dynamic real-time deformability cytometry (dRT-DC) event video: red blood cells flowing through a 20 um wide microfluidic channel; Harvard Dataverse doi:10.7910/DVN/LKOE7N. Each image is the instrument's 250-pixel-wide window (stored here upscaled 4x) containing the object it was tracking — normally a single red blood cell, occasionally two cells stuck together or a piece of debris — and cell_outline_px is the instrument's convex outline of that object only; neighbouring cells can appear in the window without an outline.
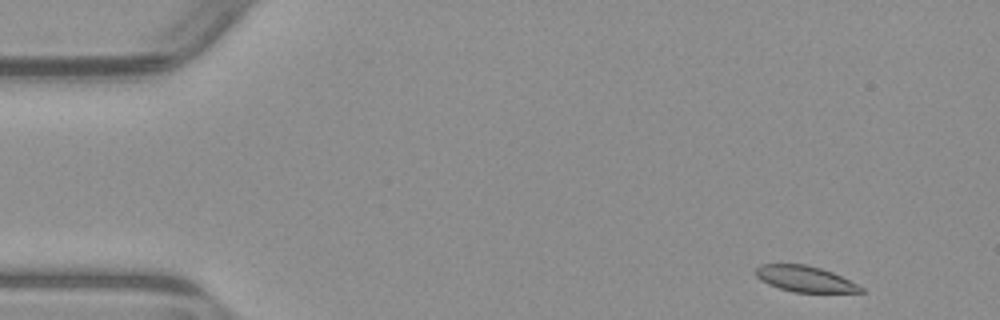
{"species": "common noctule bat (a hibernating species)", "species_latin": "Nyctalus noctula", "temperature_condition": "warm", "stored_images_in_passage": 49, "camera_frame_rate_fps": 3000, "um_per_image_px": 0.085, "animal": {"sex": "male", "body_mass_g": 23.1, "forearm_length_mm": 52.7}, "frame": {"image": 1, "passage_image": 1, "time_ms": 0.0, "image_size_px": [1000, 320], "cell_outline_px": [[864, 292], [792, 292], [768, 284], [760, 280], [756, 276], [756, 268], [760, 264], [808, 264], [832, 272], [864, 288]], "centroid_in_image_um": [68.39, 23.7], "position_along_channel_um": 16.6, "area_um2": 15.72}}
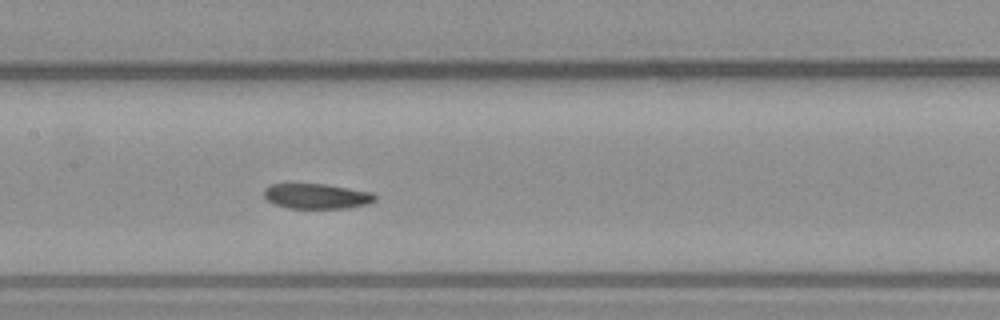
{"frame": {"image": 2, "passage_image": 22, "time_ms": 7.0, "image_size_px": [1000, 320], "cell_outline_px": [[376, 200], [368, 204], [348, 208], [288, 208], [272, 204], [264, 196], [264, 188], [268, 184], [324, 184], [372, 192], [376, 196]], "centroid_in_image_um": [26.9, 16.68], "position_along_channel_um": 180.5, "area_um2": 16.36}}
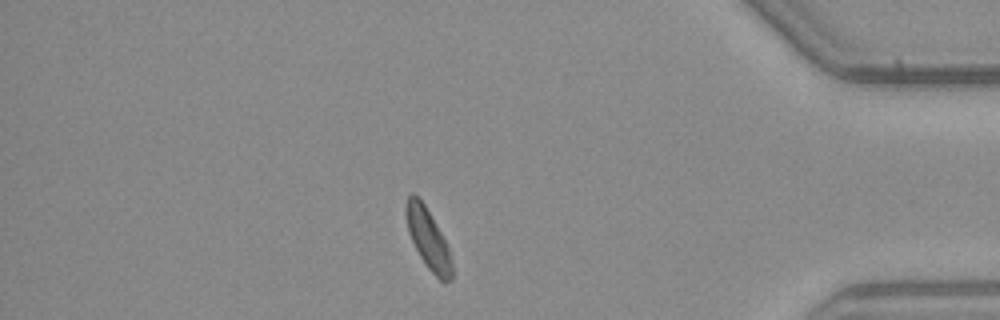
{"frame": {"image": 3, "passage_image": 42, "time_ms": 13.667, "image_size_px": [1000, 320], "cell_outline_px": [[452, 280], [440, 280], [428, 268], [420, 256], [408, 232], [404, 208], [404, 204], [408, 196], [412, 192], [424, 204], [440, 232], [448, 248], [452, 264]], "centroid_in_image_um": [36.35, 20.27], "position_along_channel_um": 398.8, "area_um2": 15.66}, "authors_computed_cell_mechanics": {"area_um2": 17.051, "velocity_mm_per_s": 3.8685, "shape_relaxation_time_tau1_ms": 9.3935, "shape_relaxation_time_tau2_ms": null, "deformation_change_tau1": 0.1667, "deformation_change_tau2": null}}